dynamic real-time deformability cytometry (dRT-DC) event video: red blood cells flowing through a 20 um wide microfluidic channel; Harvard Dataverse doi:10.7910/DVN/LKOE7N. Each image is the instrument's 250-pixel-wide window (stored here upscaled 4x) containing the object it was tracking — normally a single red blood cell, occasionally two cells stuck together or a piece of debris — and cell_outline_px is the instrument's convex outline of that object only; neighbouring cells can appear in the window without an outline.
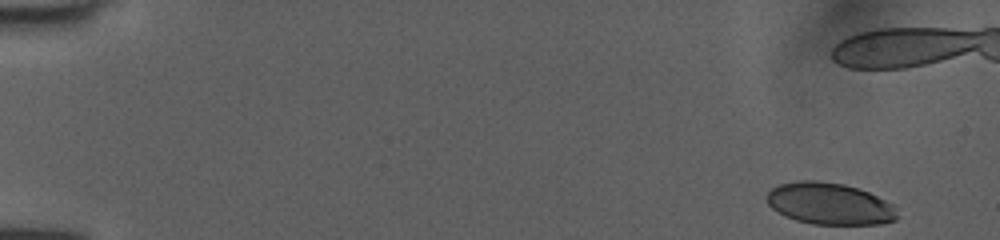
{"species": "human", "species_latin": "Homo sapiens", "temperature_condition": "room temperature", "stored_images_in_passage": 40, "camera_frame_rate_fps": 3000, "um_per_image_px": 0.085, "donor": {"sex": "female"}, "frame": {"image": 1, "passage_image": 1, "time_ms": 0.0, "image_size_px": [1000, 240], "cell_outline_px": [[900, 216], [896, 220], [880, 224], [812, 224], [796, 220], [784, 216], [772, 208], [768, 204], [768, 192], [772, 188], [780, 184], [800, 180], [816, 180], [844, 184], [868, 192], [892, 204], [896, 208]], "centroid_in_image_um": [70.53, 17.32], "position_along_channel_um": 14.5, "area_um2": 31.73}}
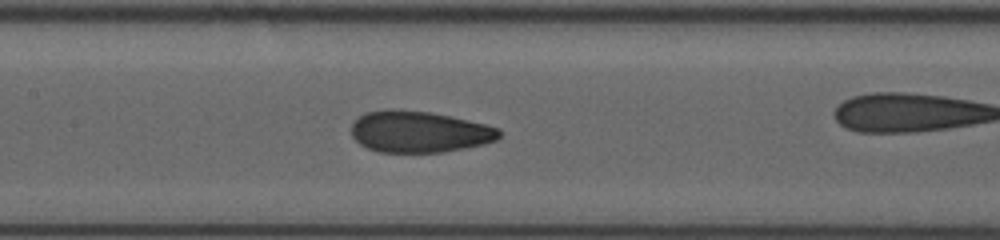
{"frame": {"image": 2, "passage_image": 24, "time_ms": 7.667, "image_size_px": [1000, 240], "cell_outline_px": [[504, 132], [496, 140], [484, 144], [444, 152], [376, 152], [360, 144], [352, 136], [352, 124], [364, 112], [388, 108], [392, 108], [428, 112], [452, 116], [488, 124], [500, 128]], "centroid_in_image_um": [35.66, 11.19], "position_along_channel_um": 171.7, "area_um2": 36.13}}
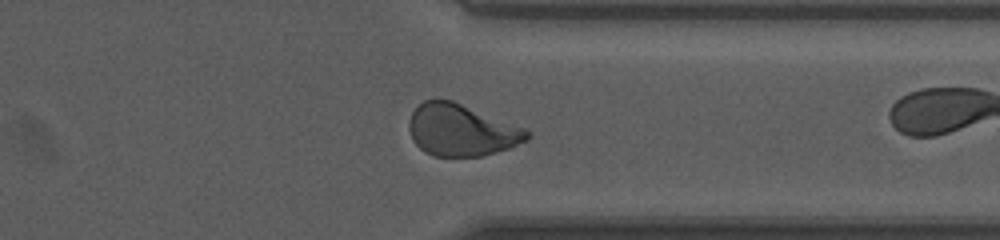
{"frame": {"image": 3, "passage_image": 39, "time_ms": 12.667, "image_size_px": [1000, 240], "cell_outline_px": [[528, 140], [508, 148], [496, 152], [480, 156], [432, 156], [424, 152], [412, 140], [408, 128], [408, 120], [412, 112], [424, 100], [436, 96], [452, 100], [524, 128], [528, 132]], "centroid_in_image_um": [39.14, 11.04], "position_along_channel_um": 372.3, "area_um2": 35.72}}